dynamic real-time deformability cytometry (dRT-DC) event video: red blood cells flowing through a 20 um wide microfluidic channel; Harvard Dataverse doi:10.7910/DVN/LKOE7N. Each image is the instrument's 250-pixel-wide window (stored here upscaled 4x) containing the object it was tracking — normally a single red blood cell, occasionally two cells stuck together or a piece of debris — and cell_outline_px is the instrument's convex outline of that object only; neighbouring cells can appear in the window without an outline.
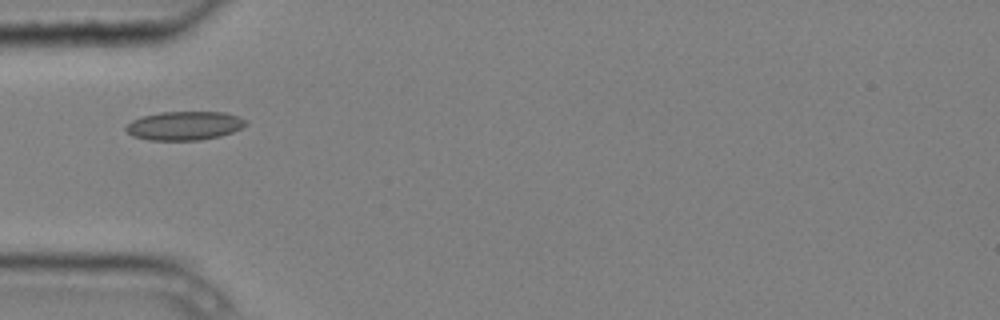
{"species": "common noctule bat (a hibernating species)", "species_latin": "Nyctalus noctula", "temperature_condition": "cold", "stored_images_in_passage": 3, "camera_frame_rate_fps": 3000, "um_per_image_px": 0.085, "animal": {"sex": "male", "body_mass_g": 20.4}, "frame": {"image": 1, "passage_image": 1, "time_ms": 0.0, "image_size_px": [1000, 320], "cell_outline_px": [[248, 124], [232, 132], [220, 136], [200, 140], [148, 140], [132, 136], [124, 128], [132, 120], [140, 116], [160, 112], [224, 112], [240, 116], [248, 120]], "centroid_in_image_um": [15.69, 10.68], "position_along_channel_um": 69.3, "area_um2": 20.29}}
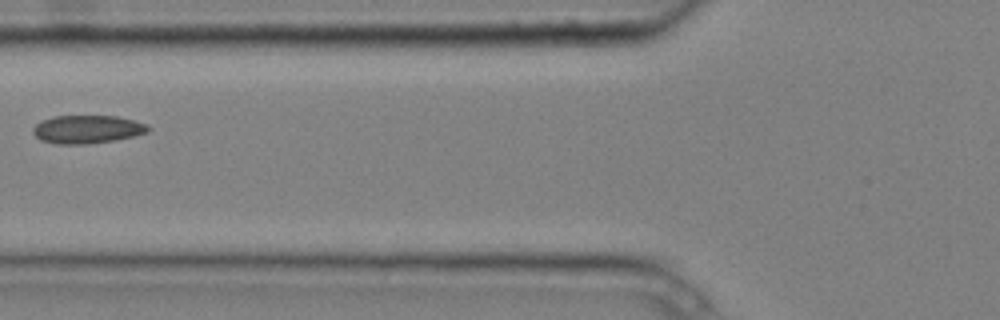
{"frame": {"image": 2, "passage_image": 2, "time_ms": 0.333, "image_size_px": [1000, 320], "cell_outline_px": [[152, 128], [148, 132], [116, 140], [88, 144], [56, 144], [40, 140], [32, 132], [32, 128], [36, 124], [52, 116], [116, 116], [148, 124]], "centroid_in_image_um": [7.42, 10.99], "position_along_channel_um": 118.4, "area_um2": 18.96}}
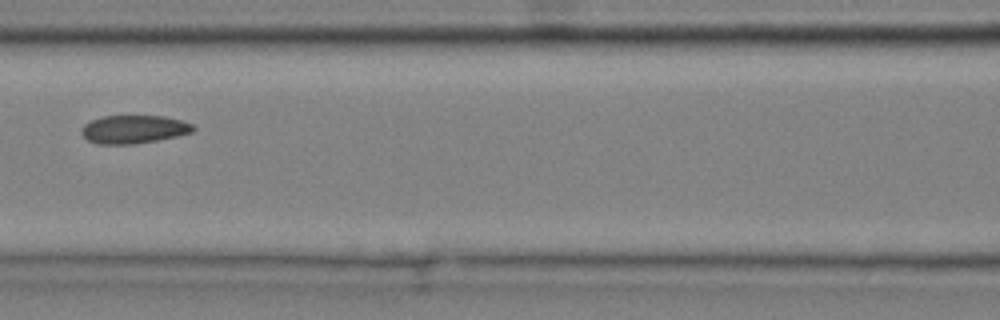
{"frame": {"image": 3, "passage_image": 3, "time_ms": 0.667, "image_size_px": [1000, 320], "cell_outline_px": [[196, 128], [192, 132], [176, 136], [136, 144], [96, 144], [88, 140], [80, 132], [80, 128], [84, 124], [92, 120], [104, 116], [164, 116], [180, 120], [192, 124]], "centroid_in_image_um": [11.34, 10.99], "position_along_channel_um": 155.3, "area_um2": 18.32}}